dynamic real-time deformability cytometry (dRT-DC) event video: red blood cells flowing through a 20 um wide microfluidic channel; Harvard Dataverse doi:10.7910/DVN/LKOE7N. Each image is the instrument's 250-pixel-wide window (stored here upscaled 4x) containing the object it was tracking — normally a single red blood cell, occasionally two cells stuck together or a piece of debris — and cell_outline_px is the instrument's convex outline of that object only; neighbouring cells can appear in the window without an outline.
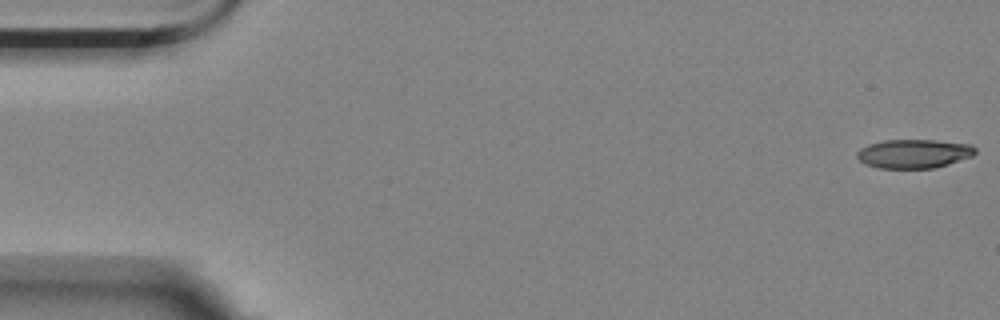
{"species": "Egyptian fruit bat (a non-hibernating species)", "species_latin": "Rousettus aegyptiacus", "temperature_condition": "room temperature", "stored_images_in_passage": 57, "camera_frame_rate_fps": 3000, "um_per_image_px": 0.085, "animal": {"sex": "female"}, "frame": {"image": 1, "passage_image": 1, "time_ms": 0.0, "image_size_px": [1000, 320], "cell_outline_px": [[976, 152], [972, 156], [948, 164], [932, 168], [876, 168], [864, 164], [856, 156], [856, 152], [860, 148], [868, 144], [884, 140], [936, 140], [972, 144], [976, 148]], "centroid_in_image_um": [77.66, 13.06], "position_along_channel_um": 7.3, "area_um2": 20.06}}
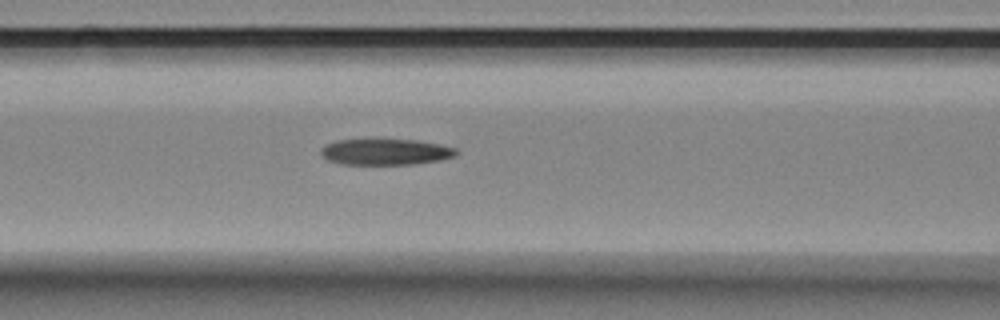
{"frame": {"image": 2, "passage_image": 23, "time_ms": 7.333, "image_size_px": [1000, 320], "cell_outline_px": [[460, 152], [456, 156], [440, 160], [412, 164], [344, 164], [328, 160], [320, 156], [320, 148], [336, 140], [364, 136], [380, 136], [416, 140], [440, 144], [456, 148]], "centroid_in_image_um": [32.73, 12.84], "position_along_channel_um": 133.9, "area_um2": 21.91}}
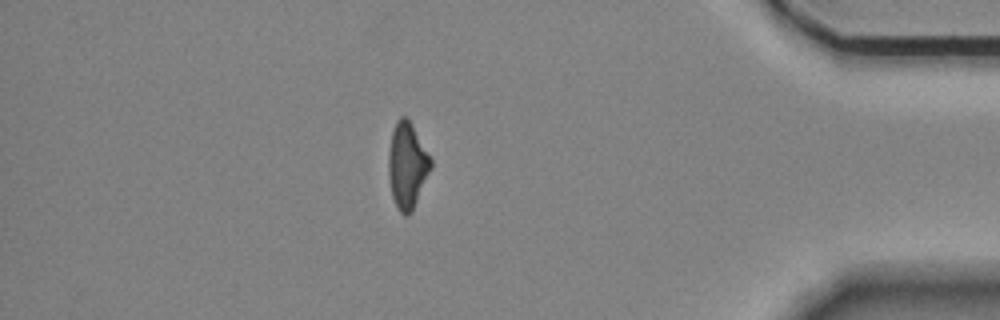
{"frame": {"image": 3, "passage_image": 49, "time_ms": 16.0, "image_size_px": [1000, 320], "cell_outline_px": [[432, 168], [412, 212], [408, 216], [404, 216], [396, 208], [392, 196], [388, 176], [388, 156], [392, 132], [396, 120], [400, 116], [404, 116], [412, 124], [432, 160]], "centroid_in_image_um": [34.61, 14.1], "position_along_channel_um": 400.6, "area_um2": 21.33}}